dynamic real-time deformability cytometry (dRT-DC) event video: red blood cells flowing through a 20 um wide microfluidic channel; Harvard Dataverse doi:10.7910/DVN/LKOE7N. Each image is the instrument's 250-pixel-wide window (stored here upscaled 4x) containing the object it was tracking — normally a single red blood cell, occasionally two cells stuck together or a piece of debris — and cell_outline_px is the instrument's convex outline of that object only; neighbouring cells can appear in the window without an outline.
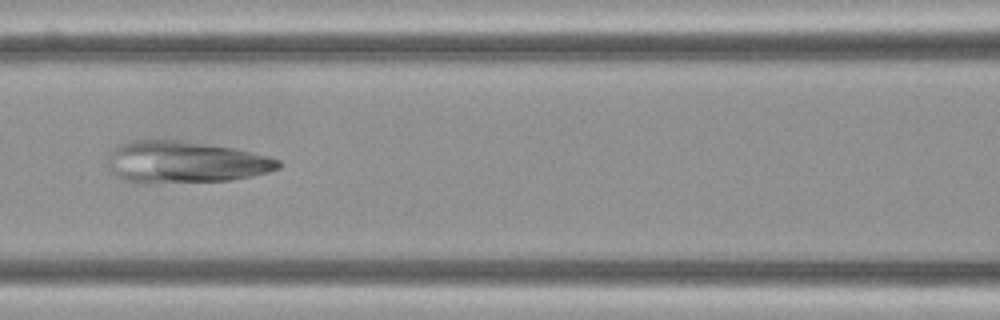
{"species": "Egyptian fruit bat (a non-hibernating species)", "species_latin": "Rousettus aegyptiacus", "temperature_condition": "cold", "stored_images_in_passage": 9, "camera_frame_rate_fps": 3000, "um_per_image_px": 0.085, "frame": {"image": 1, "passage_image": 6, "time_ms": 1.667, "image_size_px": [1000, 320], "cell_outline_px": [[280, 168], [268, 172], [252, 176], [228, 180], [152, 184], [136, 184], [124, 180], [116, 176], [112, 172], [108, 164], [108, 152], [116, 144], [132, 140], [180, 140], [236, 148], [268, 156], [280, 160]], "centroid_in_image_um": [15.67, 13.78], "position_along_channel_um": 150.9, "area_um2": 42.25}}
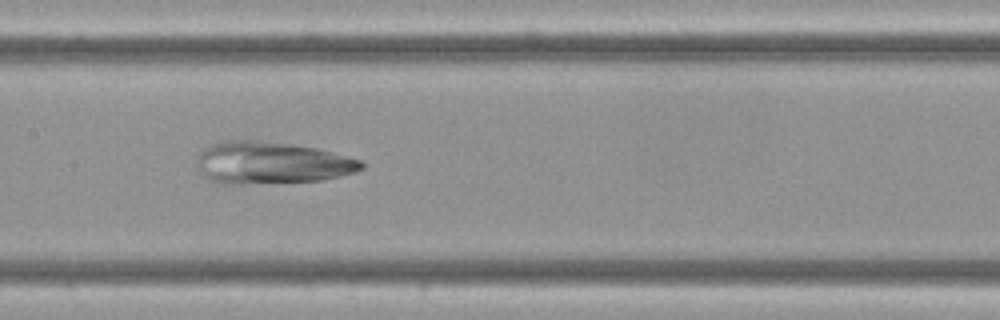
{"frame": {"image": 2, "passage_image": 7, "time_ms": 2.0, "image_size_px": [1000, 320], "cell_outline_px": [[364, 168], [356, 172], [324, 180], [240, 184], [220, 184], [204, 176], [200, 172], [196, 160], [200, 152], [204, 148], [212, 144], [224, 140], [256, 140], [316, 148], [360, 160], [364, 164]], "centroid_in_image_um": [23.04, 13.85], "position_along_channel_um": 184.4, "area_um2": 40.17}}
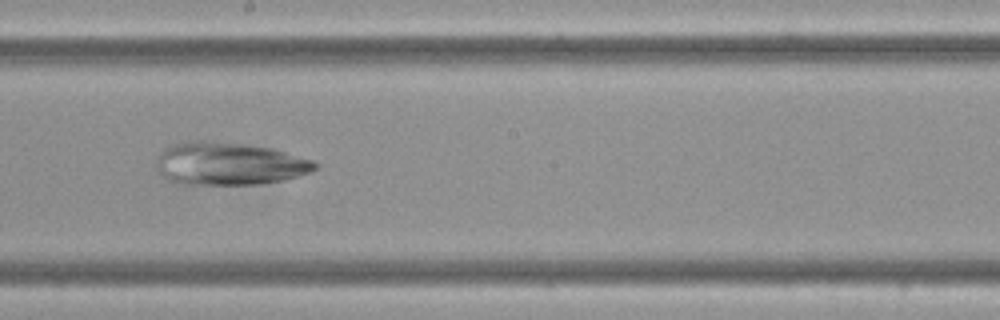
{"frame": {"image": 3, "passage_image": 8, "time_ms": 2.333, "image_size_px": [1000, 320], "cell_outline_px": [[316, 168], [312, 172], [280, 180], [260, 184], [184, 184], [168, 180], [160, 172], [156, 164], [156, 160], [164, 148], [172, 144], [184, 140], [216, 140], [268, 148], [284, 152], [312, 160], [316, 164]], "centroid_in_image_um": [19.41, 13.9], "position_along_channel_um": 228.8, "area_um2": 39.3}}